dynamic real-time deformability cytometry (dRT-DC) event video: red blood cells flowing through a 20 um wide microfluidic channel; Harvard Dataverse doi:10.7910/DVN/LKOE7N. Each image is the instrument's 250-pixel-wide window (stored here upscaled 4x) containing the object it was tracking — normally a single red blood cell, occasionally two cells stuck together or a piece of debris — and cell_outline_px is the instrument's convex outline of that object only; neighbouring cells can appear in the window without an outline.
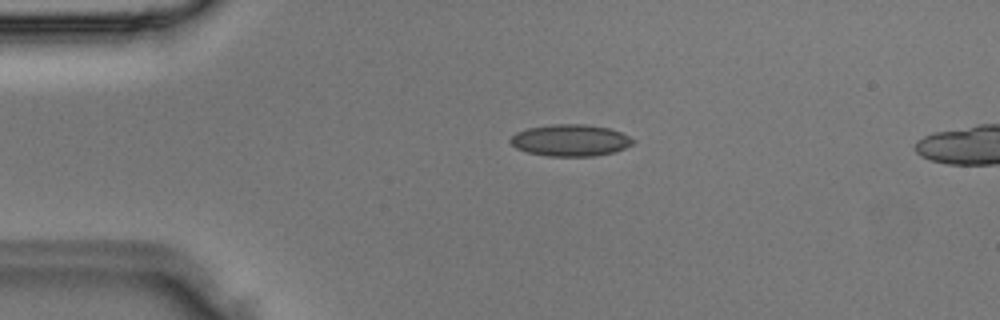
{"species": "Egyptian fruit bat (a non-hibernating species)", "species_latin": "Rousettus aegyptiacus", "temperature_condition": "room temperature", "stored_images_in_passage": 3, "camera_frame_rate_fps": 3000, "um_per_image_px": 0.085, "animal": {"sex": "male"}, "frame": {"image": 1, "passage_image": 2, "time_ms": 0.333, "image_size_px": [1000, 320], "cell_outline_px": [[636, 140], [632, 144], [616, 152], [596, 156], [548, 156], [528, 152], [516, 148], [508, 140], [516, 132], [528, 128], [552, 124], [584, 124], [608, 128], [620, 132]], "centroid_in_image_um": [48.48, 11.93], "position_along_channel_um": 36.5, "area_um2": 22.66}}